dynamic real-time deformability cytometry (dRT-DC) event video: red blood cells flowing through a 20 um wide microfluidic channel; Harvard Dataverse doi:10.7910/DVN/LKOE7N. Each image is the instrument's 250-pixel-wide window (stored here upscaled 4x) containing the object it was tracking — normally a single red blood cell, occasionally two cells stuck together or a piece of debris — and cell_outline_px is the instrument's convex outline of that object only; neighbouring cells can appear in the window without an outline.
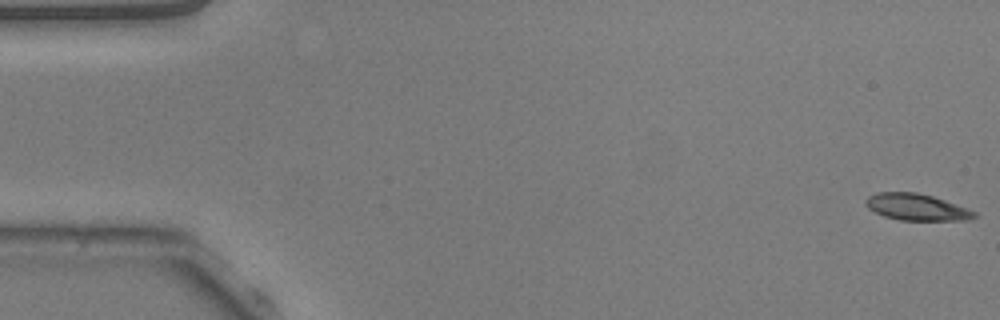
{"species": "common noctule bat (a hibernating species)", "species_latin": "Nyctalus noctula", "temperature_condition": "warm", "stored_images_in_passage": 54, "camera_frame_rate_fps": 3000, "um_per_image_px": 0.085, "animal": {"sex": "male", "body_mass_g": 20.5, "forearm_length_mm": 52.5}, "frame": {"image": 1, "passage_image": 1, "time_ms": 0.0, "image_size_px": [1000, 320], "cell_outline_px": [[976, 216], [968, 220], [900, 220], [884, 216], [868, 208], [864, 204], [864, 200], [868, 196], [876, 192], [916, 192], [932, 196], [968, 208], [976, 212]], "centroid_in_image_um": [77.88, 17.6], "position_along_channel_um": 7.1, "area_um2": 16.82}}
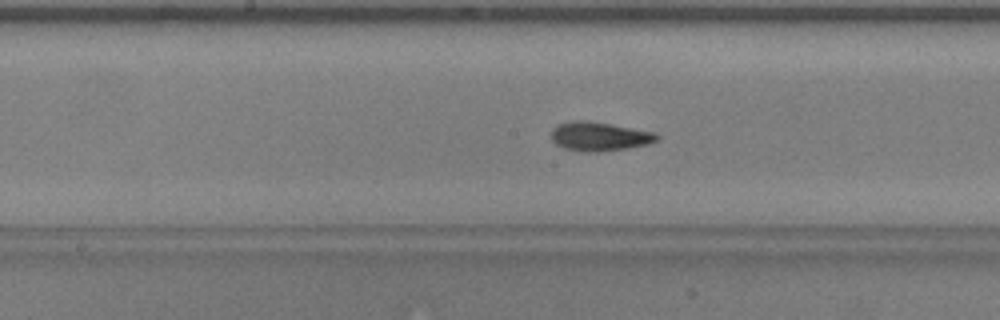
{"frame": {"image": 2, "passage_image": 27, "time_ms": 8.667, "image_size_px": [1000, 320], "cell_outline_px": [[660, 140], [648, 144], [628, 148], [596, 152], [584, 152], [564, 148], [556, 144], [552, 140], [552, 128], [560, 124], [572, 120], [588, 120], [612, 124], [656, 132], [660, 136]], "centroid_in_image_um": [50.99, 11.59], "position_along_channel_um": 197.2, "area_um2": 18.03}}
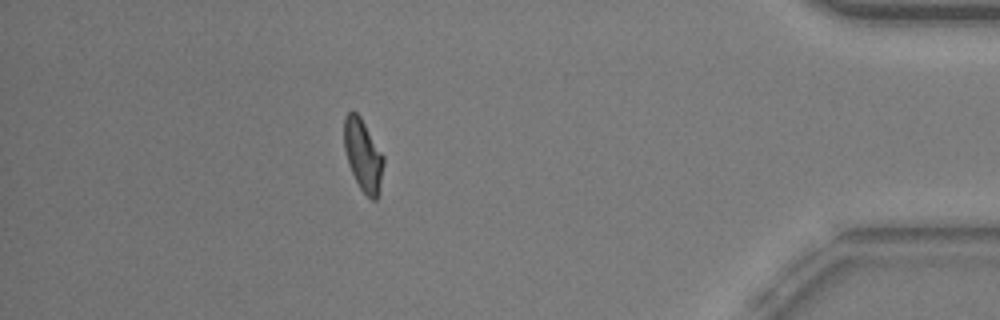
{"frame": {"image": 3, "passage_image": 47, "time_ms": 15.333, "image_size_px": [1000, 320], "cell_outline_px": [[384, 164], [380, 192], [376, 200], [372, 200], [360, 188], [348, 164], [344, 148], [344, 116], [348, 112], [356, 112], [360, 116], [384, 156]], "centroid_in_image_um": [30.87, 13.2], "position_along_channel_um": 404.3, "area_um2": 16.53}, "authors_computed_cell_mechanics": {"area_um2": 16.8198, "velocity_mm_per_s": 3.826, "shape_relaxation_time_tau1_ms": 5.6545, "shape_relaxation_time_tau2_ms": 2.8538, "deformation_change_tau1": 0.1889, "deformation_change_tau2": 0.0859}}